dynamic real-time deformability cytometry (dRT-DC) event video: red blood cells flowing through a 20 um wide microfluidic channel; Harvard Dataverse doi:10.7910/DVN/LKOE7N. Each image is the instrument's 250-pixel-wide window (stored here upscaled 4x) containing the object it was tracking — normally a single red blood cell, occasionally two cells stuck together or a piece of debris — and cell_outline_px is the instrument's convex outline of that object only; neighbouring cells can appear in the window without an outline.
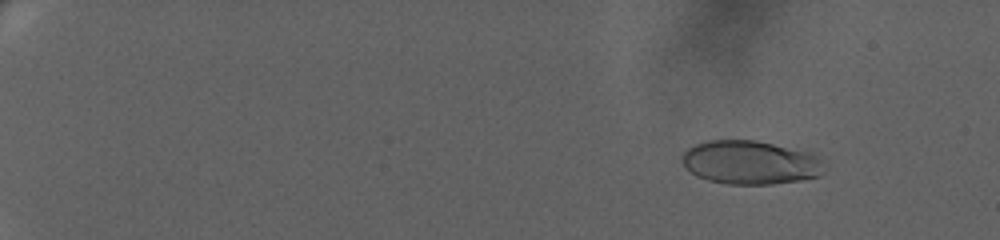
{"species": "human", "species_latin": "Homo sapiens", "temperature_condition": "warm", "stored_images_in_passage": 62, "camera_frame_rate_fps": 3000, "um_per_image_px": 0.085, "donor": {"sex": "female"}, "frame": {"image": 1, "passage_image": 2, "time_ms": 0.333, "image_size_px": [1000, 240], "cell_outline_px": [[828, 168], [820, 176], [800, 180], [772, 184], [728, 184], [708, 180], [696, 176], [680, 160], [680, 156], [688, 148], [704, 140], [756, 140], [812, 152]], "centroid_in_image_um": [63.8, 13.8], "position_along_channel_um": 21.2, "area_um2": 36.53}}
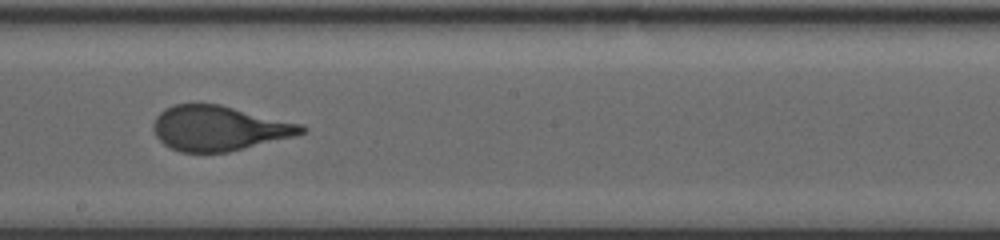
{"frame": {"image": 2, "passage_image": 37, "time_ms": 12.0, "image_size_px": [1000, 240], "cell_outline_px": [[308, 128], [304, 132], [296, 136], [228, 152], [180, 152], [164, 144], [156, 136], [152, 128], [152, 124], [156, 116], [164, 108], [176, 104], [220, 104], [304, 124]], "centroid_in_image_um": [18.63, 10.89], "position_along_channel_um": 229.6, "area_um2": 38.96}}
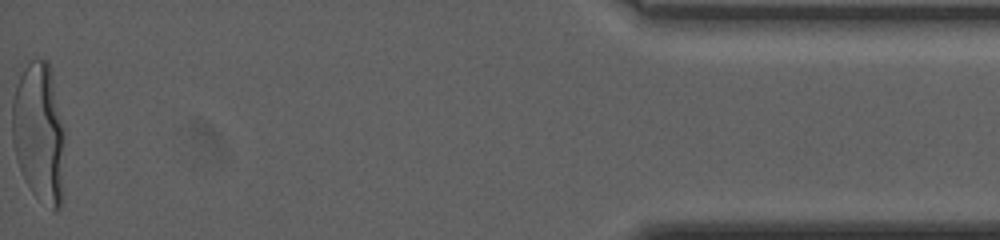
{"frame": {"image": 3, "passage_image": 62, "time_ms": 20.333, "image_size_px": [1000, 240], "cell_outline_px": [[64, 132], [60, 208], [52, 212], [32, 192], [20, 168], [16, 156], [12, 140], [12, 100], [16, 84], [24, 68], [36, 56], [48, 60], [64, 128]], "centroid_in_image_um": [3.3, 11.24], "position_along_channel_um": 431.9, "area_um2": 42.48}, "authors_computed_cell_mechanics": {"area_um2": 39.2173, "velocity_mm_per_s": 3.2516, "shape_relaxation_time_tau1_ms": 7.6034, "shape_relaxation_time_tau2_ms": null, "deformation_change_tau1": 0.275, "deformation_change_tau2": null}}